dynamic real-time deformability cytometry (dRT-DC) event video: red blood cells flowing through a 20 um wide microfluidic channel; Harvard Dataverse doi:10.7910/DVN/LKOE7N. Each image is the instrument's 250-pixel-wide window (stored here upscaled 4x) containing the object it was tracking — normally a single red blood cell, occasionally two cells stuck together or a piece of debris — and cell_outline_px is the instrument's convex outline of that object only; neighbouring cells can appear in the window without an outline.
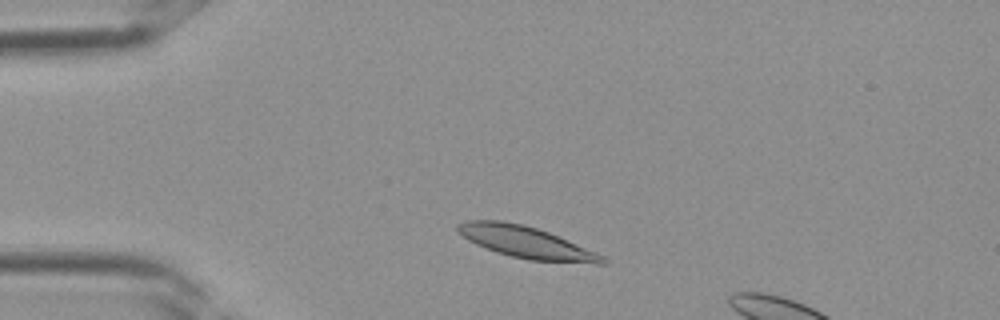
{"species": "Egyptian fruit bat (a non-hibernating species)", "species_latin": "Rousettus aegyptiacus", "temperature_condition": "room temperature", "stored_images_in_passage": 6, "camera_frame_rate_fps": 3000, "um_per_image_px": 0.085, "frame": {"image": 1, "passage_image": 3, "time_ms": 0.667, "image_size_px": [1000, 320], "cell_outline_px": [[608, 264], [596, 264], [528, 260], [496, 252], [476, 244], [468, 240], [456, 232], [456, 224], [464, 220], [500, 220], [524, 224], [548, 232], [596, 252], [604, 256], [608, 260]], "centroid_in_image_um": [44.7, 20.59], "position_along_channel_um": 40.3, "area_um2": 26.93}}